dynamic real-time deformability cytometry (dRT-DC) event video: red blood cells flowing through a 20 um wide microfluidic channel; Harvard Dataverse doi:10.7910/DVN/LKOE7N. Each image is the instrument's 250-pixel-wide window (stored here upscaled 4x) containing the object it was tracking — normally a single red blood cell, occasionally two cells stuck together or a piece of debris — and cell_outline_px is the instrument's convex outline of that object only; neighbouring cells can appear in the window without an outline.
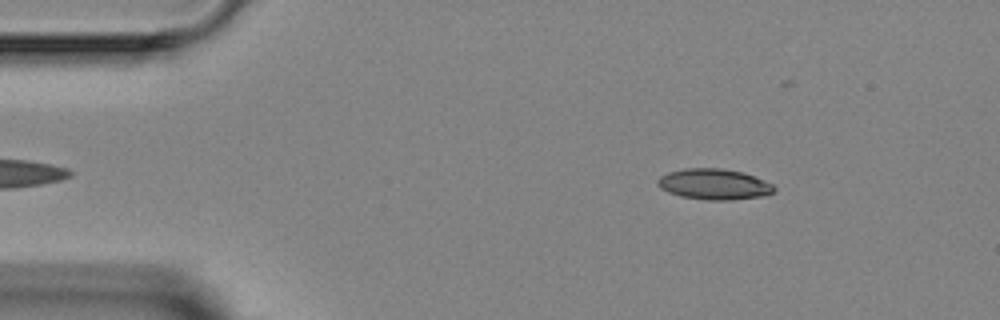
{"species": "Egyptian fruit bat (a non-hibernating species)", "species_latin": "Rousettus aegyptiacus", "temperature_condition": "room temperature", "stored_images_in_passage": 3, "segment_of_instrument_passage": [1, 2], "camera_frame_rate_fps": 3000, "um_per_image_px": 0.085, "animal": {"sex": "female"}, "frame": {"image": 1, "passage_image": 1, "time_ms": 0.0, "image_size_px": [1000, 320], "cell_outline_px": [[776, 188], [772, 192], [764, 196], [732, 200], [708, 200], [680, 196], [668, 192], [660, 188], [656, 184], [656, 180], [660, 176], [668, 172], [684, 168], [720, 168], [744, 172], [772, 184]], "centroid_in_image_um": [60.66, 15.66], "position_along_channel_um": 24.3, "area_um2": 20.98}}